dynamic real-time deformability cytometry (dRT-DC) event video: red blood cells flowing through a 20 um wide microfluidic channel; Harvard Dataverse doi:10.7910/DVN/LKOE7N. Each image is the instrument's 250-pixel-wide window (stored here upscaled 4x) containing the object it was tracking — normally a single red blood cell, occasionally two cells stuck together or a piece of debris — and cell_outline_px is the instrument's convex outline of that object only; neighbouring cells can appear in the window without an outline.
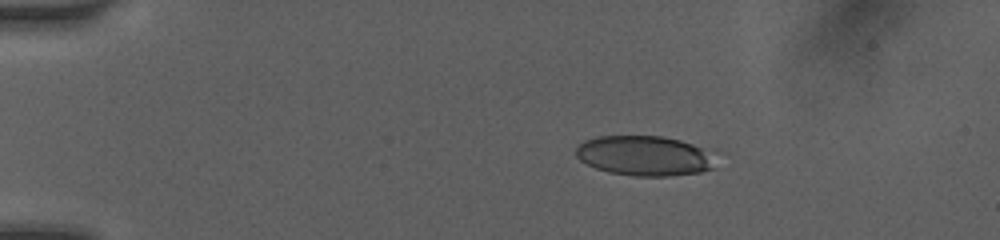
{"species": "human", "species_latin": "Homo sapiens", "temperature_condition": "room temperature", "stored_images_in_passage": 8, "camera_frame_rate_fps": 3000, "um_per_image_px": 0.085, "donor": {"sex": "female"}, "frame": {"image": 1, "passage_image": 1, "time_ms": 0.0, "image_size_px": [1000, 240], "cell_outline_px": [[716, 168], [700, 172], [668, 176], [636, 176], [608, 172], [596, 168], [580, 160], [576, 156], [576, 148], [584, 140], [596, 136], [664, 136], [680, 140], [692, 144], [708, 152]], "centroid_in_image_um": [54.73, 13.24], "position_along_channel_um": 30.3, "area_um2": 32.31}}
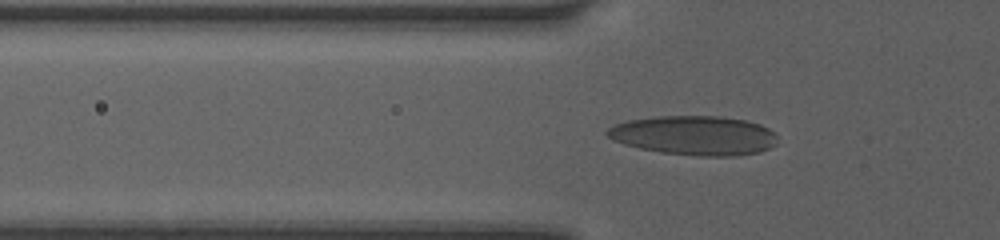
{"frame": {"image": 2, "passage_image": 6, "time_ms": 2.667, "image_size_px": [1000, 240], "cell_outline_px": [[776, 144], [760, 152], [736, 156], [700, 156], [660, 152], [640, 148], [624, 144], [612, 140], [604, 132], [608, 128], [616, 124], [628, 120], [656, 116], [720, 116], [744, 120], [760, 124], [768, 128], [776, 136]], "centroid_in_image_um": [59.0, 11.51], "position_along_channel_um": 66.8, "area_um2": 39.02}}
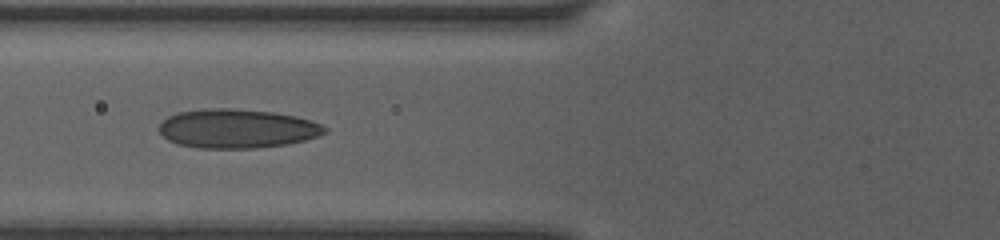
{"frame": {"image": 3, "passage_image": 7, "time_ms": 3.667, "image_size_px": [1000, 240], "cell_outline_px": [[328, 132], [304, 140], [288, 144], [256, 148], [200, 148], [176, 144], [168, 140], [160, 132], [160, 124], [168, 116], [176, 112], [212, 108], [232, 108], [272, 112], [296, 116], [312, 120], [328, 128]], "centroid_in_image_um": [20.16, 10.93], "position_along_channel_um": 105.6, "area_um2": 37.74}}